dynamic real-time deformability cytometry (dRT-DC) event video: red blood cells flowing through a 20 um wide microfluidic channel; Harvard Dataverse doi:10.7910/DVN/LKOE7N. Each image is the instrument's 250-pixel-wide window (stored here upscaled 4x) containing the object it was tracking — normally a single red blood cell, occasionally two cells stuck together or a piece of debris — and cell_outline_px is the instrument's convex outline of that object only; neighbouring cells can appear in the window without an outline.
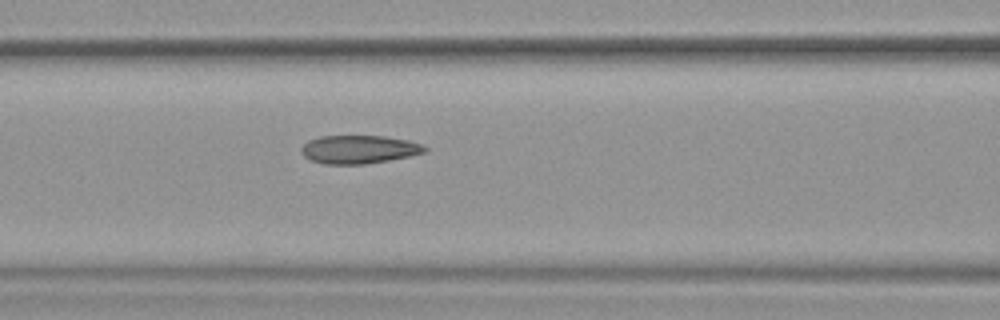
{"species": "common noctule bat (a hibernating species)", "species_latin": "Nyctalus noctula", "temperature_condition": "warm", "stored_images_in_passage": 53, "camera_frame_rate_fps": 3000, "um_per_image_px": 0.085, "animal": {"sex": "female", "body_mass_g": 19.9}, "frame": {"image": 1, "passage_image": 23, "time_ms": 7.333, "image_size_px": [1000, 320], "cell_outline_px": [[428, 152], [388, 160], [364, 164], [324, 164], [308, 160], [300, 152], [300, 148], [308, 140], [320, 136], [384, 136], [408, 140], [424, 144], [428, 148]], "centroid_in_image_um": [30.51, 12.7], "position_along_channel_um": 136.1, "area_um2": 20.58}, "authors_computed_cell_mechanics": {"area_um2": 21.9062, "velocity_mm_per_s": 3.8103, "shape_relaxation_time_tau1_ms": null, "shape_relaxation_time_tau2_ms": 1.6507, "deformation_change_tau1": null, "deformation_change_tau2": 0.0572}}